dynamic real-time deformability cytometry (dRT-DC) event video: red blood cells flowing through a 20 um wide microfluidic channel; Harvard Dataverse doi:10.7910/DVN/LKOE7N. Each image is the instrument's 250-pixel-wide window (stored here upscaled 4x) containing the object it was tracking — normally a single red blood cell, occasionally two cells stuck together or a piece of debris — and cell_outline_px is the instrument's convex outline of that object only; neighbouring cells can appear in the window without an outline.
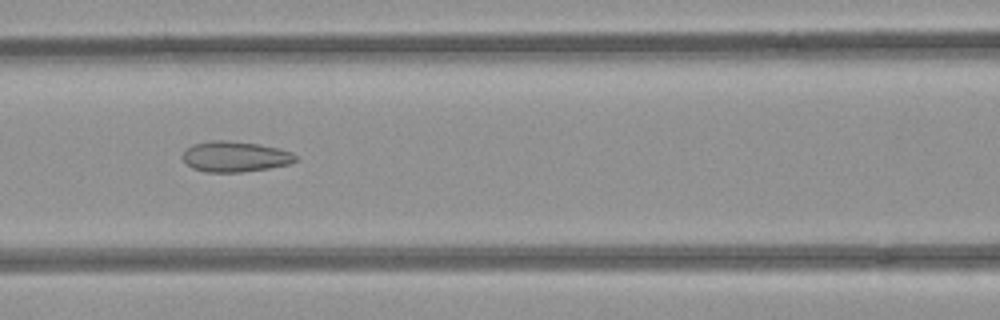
{"species": "common noctule bat (a hibernating species)", "species_latin": "Nyctalus noctula", "temperature_condition": "room temperature", "stored_images_in_passage": 52, "camera_frame_rate_fps": 3000, "um_per_image_px": 0.085, "animal": {"sex": "female", "body_mass_g": 21.9}, "frame": {"image": 1, "passage_image": 23, "time_ms": 7.333, "image_size_px": [1000, 320], "cell_outline_px": [[296, 160], [288, 164], [268, 168], [240, 172], [204, 172], [192, 168], [180, 156], [192, 144], [208, 140], [224, 140], [260, 144], [280, 148], [292, 152], [296, 156]], "centroid_in_image_um": [19.96, 13.3], "position_along_channel_um": 146.6, "area_um2": 20.17}}
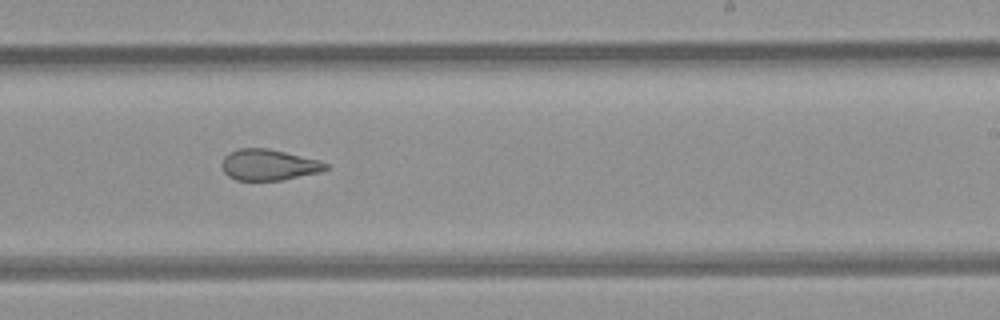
{"frame": {"image": 2, "passage_image": 32, "time_ms": 10.333, "image_size_px": [1000, 320], "cell_outline_px": [[328, 168], [320, 172], [280, 180], [236, 180], [228, 176], [224, 172], [220, 164], [224, 156], [228, 152], [240, 148], [268, 148], [316, 160], [328, 164]], "centroid_in_image_um": [22.77, 14.01], "position_along_channel_um": 266.2, "area_um2": 18.61}}
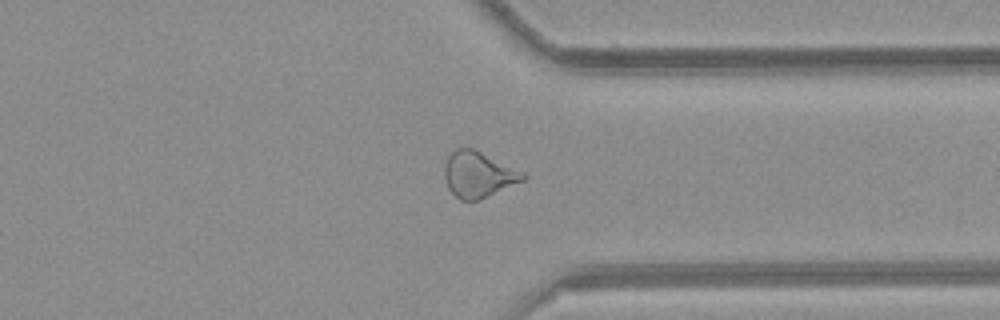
{"frame": {"image": 3, "passage_image": 40, "time_ms": 13.0, "image_size_px": [1000, 320], "cell_outline_px": [[528, 176], [524, 180], [480, 200], [460, 200], [448, 188], [444, 180], [444, 164], [448, 156], [456, 148], [472, 148], [524, 172]], "centroid_in_image_um": [40.64, 14.84], "position_along_channel_um": 370.8, "area_um2": 20.92}, "authors_computed_cell_mechanics": {"area_um2": 22.6576, "velocity_mm_per_s": 3.9969, "shape_relaxation_time_tau1_ms": null, "shape_relaxation_time_tau2_ms": 1.9748, "deformation_change_tau1": null, "deformation_change_tau2": 0.0891}}